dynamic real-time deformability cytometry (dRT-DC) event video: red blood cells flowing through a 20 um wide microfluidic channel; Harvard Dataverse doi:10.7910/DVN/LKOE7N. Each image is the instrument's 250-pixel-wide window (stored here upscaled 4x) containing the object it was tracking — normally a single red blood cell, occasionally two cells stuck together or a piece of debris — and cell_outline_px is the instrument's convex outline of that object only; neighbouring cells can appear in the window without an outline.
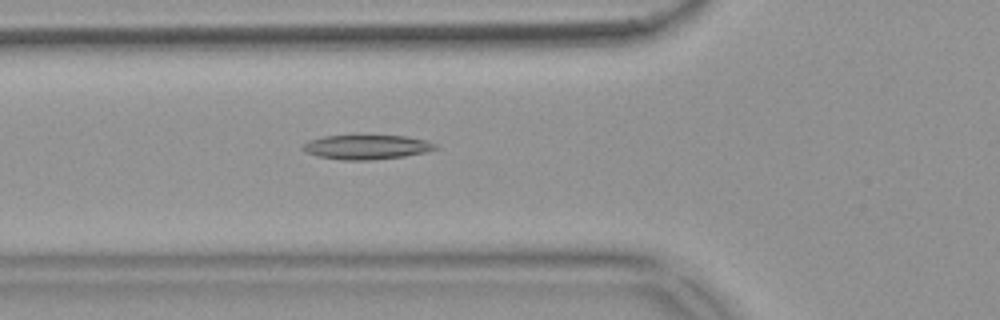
{"species": "common noctule bat (a hibernating species)", "species_latin": "Nyctalus noctula", "temperature_condition": "warm", "stored_images_in_passage": 55, "camera_frame_rate_fps": 3000, "um_per_image_px": 0.085, "animal": {"sex": "female", "body_mass_g": 18.4}, "frame": {"image": 1, "passage_image": 20, "time_ms": 6.333, "image_size_px": [1000, 320], "cell_outline_px": [[440, 148], [424, 152], [404, 156], [372, 160], [344, 160], [320, 156], [304, 152], [300, 148], [308, 140], [324, 136], [408, 136], [424, 140], [436, 144]], "centroid_in_image_um": [31.15, 12.5], "position_along_channel_um": 94.6, "area_um2": 18.73}}
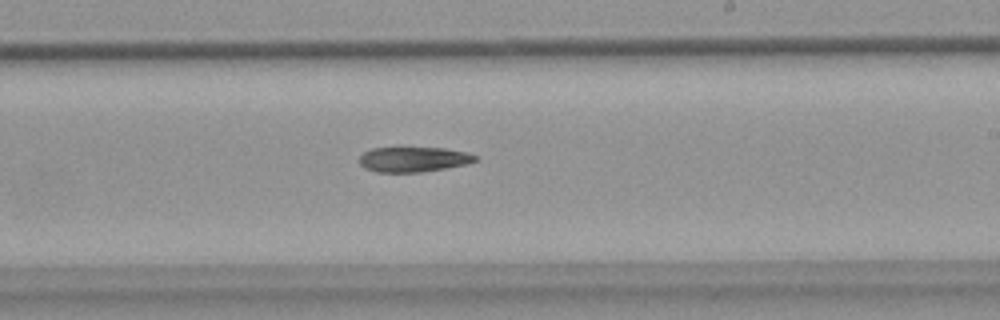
{"frame": {"image": 2, "passage_image": 33, "time_ms": 10.667, "image_size_px": [1000, 320], "cell_outline_px": [[480, 160], [464, 164], [444, 168], [420, 172], [376, 172], [364, 168], [360, 164], [360, 156], [364, 152], [372, 148], [400, 144], [444, 148], [468, 152], [476, 156]], "centroid_in_image_um": [35.1, 13.48], "position_along_channel_um": 253.9, "area_um2": 17.86}}
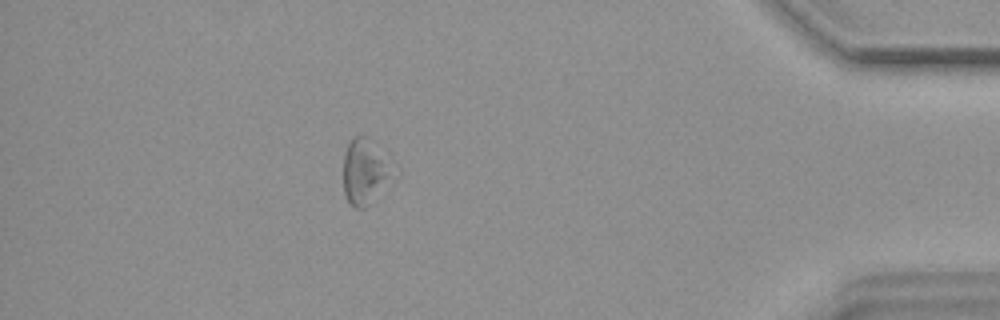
{"frame": {"image": 3, "passage_image": 49, "time_ms": 16.0, "image_size_px": [1000, 320], "cell_outline_px": [[400, 176], [364, 208], [356, 208], [348, 200], [344, 192], [344, 156], [348, 144], [352, 136], [364, 136], [400, 168]], "centroid_in_image_um": [31.16, 14.61], "position_along_channel_um": 404.0, "area_um2": 19.71}, "authors_computed_cell_mechanics": {"area_um2": 19.7098, "velocity_mm_per_s": 3.6832, "shape_relaxation_time_tau1_ms": 10.523, "shape_relaxation_time_tau2_ms": null, "deformation_change_tau1": 0.1514, "deformation_change_tau2": null}}